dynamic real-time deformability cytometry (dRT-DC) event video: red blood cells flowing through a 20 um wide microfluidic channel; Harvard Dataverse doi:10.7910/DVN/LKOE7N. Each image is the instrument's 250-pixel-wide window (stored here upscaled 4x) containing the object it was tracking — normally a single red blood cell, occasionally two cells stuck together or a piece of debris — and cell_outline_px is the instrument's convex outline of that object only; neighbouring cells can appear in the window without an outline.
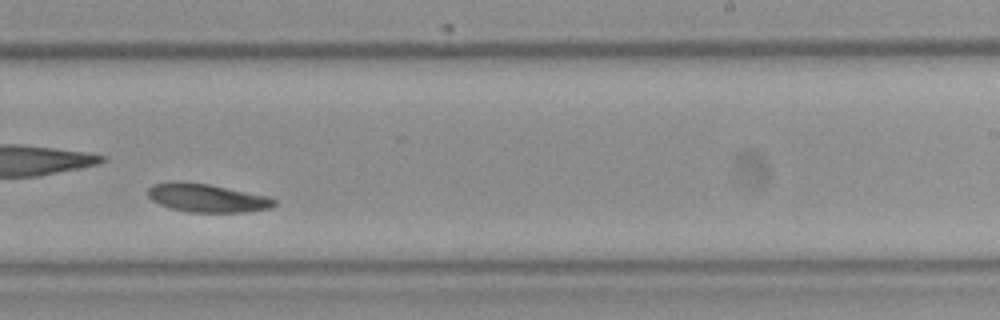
{"species": "Egyptian fruit bat (a non-hibernating species)", "species_latin": "Rousettus aegyptiacus", "temperature_condition": "room temperature", "stored_images_in_passage": 28, "camera_frame_rate_fps": 3000, "um_per_image_px": 0.085, "frame": {"image": 1, "passage_image": 16, "time_ms": 5.0, "image_size_px": [1000, 320], "cell_outline_px": [[276, 204], [272, 208], [244, 212], [188, 212], [172, 208], [160, 204], [152, 200], [148, 196], [148, 188], [152, 184], [172, 180], [180, 180], [208, 184], [268, 196], [276, 200]], "centroid_in_image_um": [17.57, 16.81], "position_along_channel_um": 271.4, "area_um2": 21.04}}